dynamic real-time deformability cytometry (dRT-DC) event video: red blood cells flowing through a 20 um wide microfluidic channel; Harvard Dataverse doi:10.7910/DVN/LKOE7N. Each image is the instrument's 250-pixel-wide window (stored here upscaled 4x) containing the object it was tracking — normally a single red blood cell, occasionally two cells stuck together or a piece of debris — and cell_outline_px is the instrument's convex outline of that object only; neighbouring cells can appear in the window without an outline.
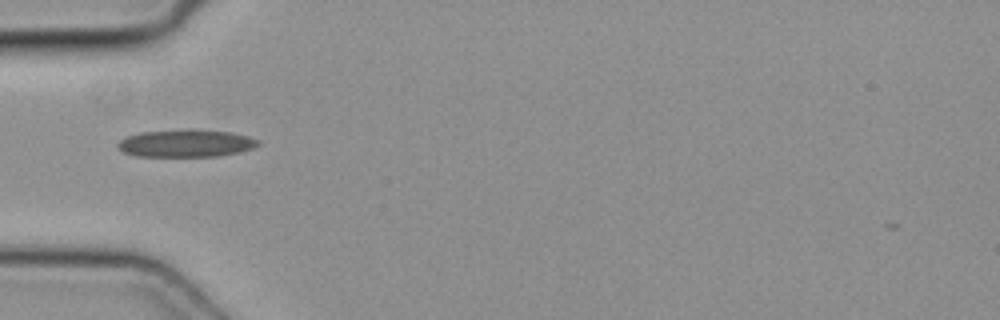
{"species": "common noctule bat (a hibernating species)", "species_latin": "Nyctalus noctula", "temperature_condition": "cold", "stored_images_in_passage": 2, "camera_frame_rate_fps": 3000, "um_per_image_px": 0.085, "animal": {"sex": "female", "body_mass_g": 19.3, "forearm_length_mm": 54.1}, "frame": {"image": 1, "passage_image": 2, "time_ms": 0.333, "image_size_px": [1000, 320], "cell_outline_px": [[260, 144], [252, 148], [240, 152], [216, 156], [136, 156], [124, 152], [116, 144], [120, 140], [128, 136], [140, 132], [232, 132], [248, 136], [260, 140]], "centroid_in_image_um": [15.83, 12.23], "position_along_channel_um": 69.2, "area_um2": 21.33}}